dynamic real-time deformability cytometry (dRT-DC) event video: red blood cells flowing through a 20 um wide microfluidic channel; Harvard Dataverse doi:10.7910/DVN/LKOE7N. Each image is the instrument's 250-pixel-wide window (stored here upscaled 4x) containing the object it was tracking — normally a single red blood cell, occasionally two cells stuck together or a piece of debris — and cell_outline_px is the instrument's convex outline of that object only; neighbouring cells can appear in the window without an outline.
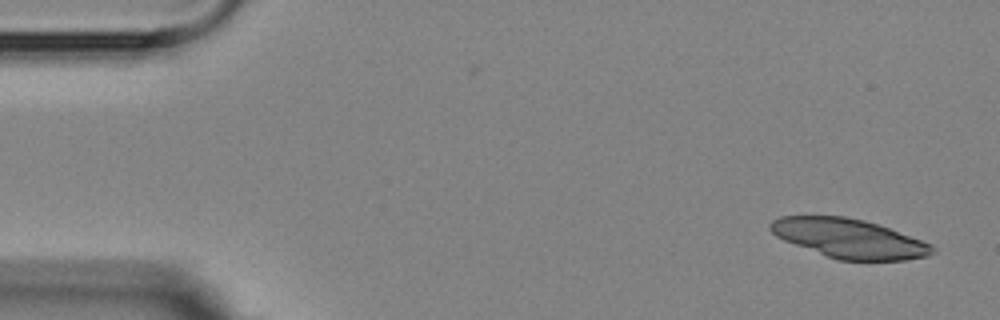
{"species": "Egyptian fruit bat (a non-hibernating species)", "species_latin": "Rousettus aegyptiacus", "temperature_condition": "room temperature", "stored_images_in_passage": 6, "camera_frame_rate_fps": 3000, "um_per_image_px": 0.085, "animal": {"sex": "female"}, "frame": {"image": 1, "passage_image": 1, "time_ms": 0.0, "image_size_px": [1000, 320], "cell_outline_px": [[936, 252], [928, 256], [904, 260], [836, 260], [784, 240], [776, 236], [768, 228], [768, 224], [772, 220], [780, 216], [844, 216], [864, 220], [888, 228], [932, 244]], "centroid_in_image_um": [72.15, 20.27], "position_along_channel_um": 12.9, "area_um2": 36.82}}